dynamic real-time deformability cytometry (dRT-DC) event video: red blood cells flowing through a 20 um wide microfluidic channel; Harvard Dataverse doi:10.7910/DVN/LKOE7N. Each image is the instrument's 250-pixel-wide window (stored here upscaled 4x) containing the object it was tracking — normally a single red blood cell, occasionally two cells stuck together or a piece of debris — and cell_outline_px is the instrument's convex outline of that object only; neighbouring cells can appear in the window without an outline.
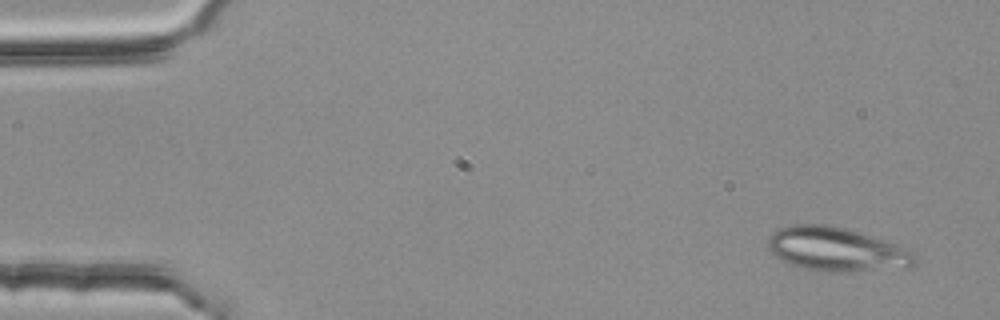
{"species": "common noctule bat (a hibernating species)", "species_latin": "Nyctalus noctula", "temperature_condition": "room temperature", "stored_images_in_passage": 6, "segment_of_instrument_passage": [1, 2], "camera_frame_rate_fps": 3000, "um_per_image_px": 0.085, "animal": {"sex": "female", "body_mass_g": 25.1}, "frame": {"image": 1, "passage_image": 1, "time_ms": 0.0, "image_size_px": [1000, 320], "cell_outline_px": [[916, 260], [908, 268], [848, 272], [832, 272], [804, 268], [780, 260], [768, 248], [768, 240], [772, 232], [780, 228], [792, 224], [828, 224], [844, 228], [900, 244], [912, 252], [916, 256]], "centroid_in_image_um": [71.13, 21.19], "position_along_channel_um": 13.9, "area_um2": 37.74}}